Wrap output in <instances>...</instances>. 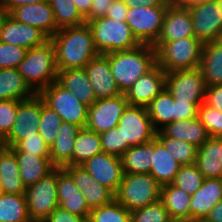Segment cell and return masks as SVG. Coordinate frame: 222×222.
Instances as JSON below:
<instances>
[{
    "instance_id": "obj_42",
    "label": "cell",
    "mask_w": 222,
    "mask_h": 222,
    "mask_svg": "<svg viewBox=\"0 0 222 222\" xmlns=\"http://www.w3.org/2000/svg\"><path fill=\"white\" fill-rule=\"evenodd\" d=\"M204 179V176L195 164L181 165L172 184L192 195L200 188Z\"/></svg>"
},
{
    "instance_id": "obj_17",
    "label": "cell",
    "mask_w": 222,
    "mask_h": 222,
    "mask_svg": "<svg viewBox=\"0 0 222 222\" xmlns=\"http://www.w3.org/2000/svg\"><path fill=\"white\" fill-rule=\"evenodd\" d=\"M50 38L40 29L19 23L5 14L0 24V41L17 45L27 50L43 45Z\"/></svg>"
},
{
    "instance_id": "obj_2",
    "label": "cell",
    "mask_w": 222,
    "mask_h": 222,
    "mask_svg": "<svg viewBox=\"0 0 222 222\" xmlns=\"http://www.w3.org/2000/svg\"><path fill=\"white\" fill-rule=\"evenodd\" d=\"M105 56L121 93H125L141 75L156 65L155 48L148 44H140L134 49L112 52Z\"/></svg>"
},
{
    "instance_id": "obj_30",
    "label": "cell",
    "mask_w": 222,
    "mask_h": 222,
    "mask_svg": "<svg viewBox=\"0 0 222 222\" xmlns=\"http://www.w3.org/2000/svg\"><path fill=\"white\" fill-rule=\"evenodd\" d=\"M199 70L207 87L222 84V39L204 43Z\"/></svg>"
},
{
    "instance_id": "obj_5",
    "label": "cell",
    "mask_w": 222,
    "mask_h": 222,
    "mask_svg": "<svg viewBox=\"0 0 222 222\" xmlns=\"http://www.w3.org/2000/svg\"><path fill=\"white\" fill-rule=\"evenodd\" d=\"M99 54L131 50L140 45L125 21L100 17L87 22Z\"/></svg>"
},
{
    "instance_id": "obj_33",
    "label": "cell",
    "mask_w": 222,
    "mask_h": 222,
    "mask_svg": "<svg viewBox=\"0 0 222 222\" xmlns=\"http://www.w3.org/2000/svg\"><path fill=\"white\" fill-rule=\"evenodd\" d=\"M34 95L17 68L0 69V101H22Z\"/></svg>"
},
{
    "instance_id": "obj_56",
    "label": "cell",
    "mask_w": 222,
    "mask_h": 222,
    "mask_svg": "<svg viewBox=\"0 0 222 222\" xmlns=\"http://www.w3.org/2000/svg\"><path fill=\"white\" fill-rule=\"evenodd\" d=\"M93 0H73L80 15L85 19L86 23L89 21V12Z\"/></svg>"
},
{
    "instance_id": "obj_61",
    "label": "cell",
    "mask_w": 222,
    "mask_h": 222,
    "mask_svg": "<svg viewBox=\"0 0 222 222\" xmlns=\"http://www.w3.org/2000/svg\"><path fill=\"white\" fill-rule=\"evenodd\" d=\"M3 147V141L0 139V149Z\"/></svg>"
},
{
    "instance_id": "obj_35",
    "label": "cell",
    "mask_w": 222,
    "mask_h": 222,
    "mask_svg": "<svg viewBox=\"0 0 222 222\" xmlns=\"http://www.w3.org/2000/svg\"><path fill=\"white\" fill-rule=\"evenodd\" d=\"M146 108L156 131L175 121V100L166 88Z\"/></svg>"
},
{
    "instance_id": "obj_39",
    "label": "cell",
    "mask_w": 222,
    "mask_h": 222,
    "mask_svg": "<svg viewBox=\"0 0 222 222\" xmlns=\"http://www.w3.org/2000/svg\"><path fill=\"white\" fill-rule=\"evenodd\" d=\"M156 138L181 165L195 164L198 150L195 145L174 138L166 137L161 131L156 132Z\"/></svg>"
},
{
    "instance_id": "obj_51",
    "label": "cell",
    "mask_w": 222,
    "mask_h": 222,
    "mask_svg": "<svg viewBox=\"0 0 222 222\" xmlns=\"http://www.w3.org/2000/svg\"><path fill=\"white\" fill-rule=\"evenodd\" d=\"M204 102L222 112V84L207 87Z\"/></svg>"
},
{
    "instance_id": "obj_29",
    "label": "cell",
    "mask_w": 222,
    "mask_h": 222,
    "mask_svg": "<svg viewBox=\"0 0 222 222\" xmlns=\"http://www.w3.org/2000/svg\"><path fill=\"white\" fill-rule=\"evenodd\" d=\"M25 188L15 153L3 146L0 149V191L6 194H24Z\"/></svg>"
},
{
    "instance_id": "obj_31",
    "label": "cell",
    "mask_w": 222,
    "mask_h": 222,
    "mask_svg": "<svg viewBox=\"0 0 222 222\" xmlns=\"http://www.w3.org/2000/svg\"><path fill=\"white\" fill-rule=\"evenodd\" d=\"M160 200L163 202L173 221H191V194L170 183L161 187Z\"/></svg>"
},
{
    "instance_id": "obj_34",
    "label": "cell",
    "mask_w": 222,
    "mask_h": 222,
    "mask_svg": "<svg viewBox=\"0 0 222 222\" xmlns=\"http://www.w3.org/2000/svg\"><path fill=\"white\" fill-rule=\"evenodd\" d=\"M154 139L146 144L131 146L120 158L124 174L150 173Z\"/></svg>"
},
{
    "instance_id": "obj_53",
    "label": "cell",
    "mask_w": 222,
    "mask_h": 222,
    "mask_svg": "<svg viewBox=\"0 0 222 222\" xmlns=\"http://www.w3.org/2000/svg\"><path fill=\"white\" fill-rule=\"evenodd\" d=\"M113 0H93L89 12V21L92 19L105 17L107 14L108 6Z\"/></svg>"
},
{
    "instance_id": "obj_48",
    "label": "cell",
    "mask_w": 222,
    "mask_h": 222,
    "mask_svg": "<svg viewBox=\"0 0 222 222\" xmlns=\"http://www.w3.org/2000/svg\"><path fill=\"white\" fill-rule=\"evenodd\" d=\"M103 152L121 157L123 155V136L118 127L100 133Z\"/></svg>"
},
{
    "instance_id": "obj_25",
    "label": "cell",
    "mask_w": 222,
    "mask_h": 222,
    "mask_svg": "<svg viewBox=\"0 0 222 222\" xmlns=\"http://www.w3.org/2000/svg\"><path fill=\"white\" fill-rule=\"evenodd\" d=\"M81 127L62 122L58 128V136L50 147V160L56 168L72 165L74 141Z\"/></svg>"
},
{
    "instance_id": "obj_40",
    "label": "cell",
    "mask_w": 222,
    "mask_h": 222,
    "mask_svg": "<svg viewBox=\"0 0 222 222\" xmlns=\"http://www.w3.org/2000/svg\"><path fill=\"white\" fill-rule=\"evenodd\" d=\"M88 222H131V211L115 199L106 205L91 209Z\"/></svg>"
},
{
    "instance_id": "obj_54",
    "label": "cell",
    "mask_w": 222,
    "mask_h": 222,
    "mask_svg": "<svg viewBox=\"0 0 222 222\" xmlns=\"http://www.w3.org/2000/svg\"><path fill=\"white\" fill-rule=\"evenodd\" d=\"M124 3L131 7H139V6H168L172 1L170 0H123Z\"/></svg>"
},
{
    "instance_id": "obj_8",
    "label": "cell",
    "mask_w": 222,
    "mask_h": 222,
    "mask_svg": "<svg viewBox=\"0 0 222 222\" xmlns=\"http://www.w3.org/2000/svg\"><path fill=\"white\" fill-rule=\"evenodd\" d=\"M28 214L32 221L43 222L58 206L57 168L25 188Z\"/></svg>"
},
{
    "instance_id": "obj_38",
    "label": "cell",
    "mask_w": 222,
    "mask_h": 222,
    "mask_svg": "<svg viewBox=\"0 0 222 222\" xmlns=\"http://www.w3.org/2000/svg\"><path fill=\"white\" fill-rule=\"evenodd\" d=\"M53 9L54 19L58 29L80 26L86 23L80 15L73 0H49Z\"/></svg>"
},
{
    "instance_id": "obj_46",
    "label": "cell",
    "mask_w": 222,
    "mask_h": 222,
    "mask_svg": "<svg viewBox=\"0 0 222 222\" xmlns=\"http://www.w3.org/2000/svg\"><path fill=\"white\" fill-rule=\"evenodd\" d=\"M10 149L13 152H30L36 156H50V148L39 133H34V135H30L25 139L19 140Z\"/></svg>"
},
{
    "instance_id": "obj_47",
    "label": "cell",
    "mask_w": 222,
    "mask_h": 222,
    "mask_svg": "<svg viewBox=\"0 0 222 222\" xmlns=\"http://www.w3.org/2000/svg\"><path fill=\"white\" fill-rule=\"evenodd\" d=\"M26 52V48L0 41V69L17 68Z\"/></svg>"
},
{
    "instance_id": "obj_62",
    "label": "cell",
    "mask_w": 222,
    "mask_h": 222,
    "mask_svg": "<svg viewBox=\"0 0 222 222\" xmlns=\"http://www.w3.org/2000/svg\"><path fill=\"white\" fill-rule=\"evenodd\" d=\"M187 222H203V221H187Z\"/></svg>"
},
{
    "instance_id": "obj_15",
    "label": "cell",
    "mask_w": 222,
    "mask_h": 222,
    "mask_svg": "<svg viewBox=\"0 0 222 222\" xmlns=\"http://www.w3.org/2000/svg\"><path fill=\"white\" fill-rule=\"evenodd\" d=\"M82 166L99 184L116 193L124 176L120 157L101 152Z\"/></svg>"
},
{
    "instance_id": "obj_55",
    "label": "cell",
    "mask_w": 222,
    "mask_h": 222,
    "mask_svg": "<svg viewBox=\"0 0 222 222\" xmlns=\"http://www.w3.org/2000/svg\"><path fill=\"white\" fill-rule=\"evenodd\" d=\"M45 1L49 0H2L0 6L6 12V14H8L14 8L32 3H42Z\"/></svg>"
},
{
    "instance_id": "obj_52",
    "label": "cell",
    "mask_w": 222,
    "mask_h": 222,
    "mask_svg": "<svg viewBox=\"0 0 222 222\" xmlns=\"http://www.w3.org/2000/svg\"><path fill=\"white\" fill-rule=\"evenodd\" d=\"M128 12V6L123 0H113L108 6L106 17L118 21H125Z\"/></svg>"
},
{
    "instance_id": "obj_57",
    "label": "cell",
    "mask_w": 222,
    "mask_h": 222,
    "mask_svg": "<svg viewBox=\"0 0 222 222\" xmlns=\"http://www.w3.org/2000/svg\"><path fill=\"white\" fill-rule=\"evenodd\" d=\"M203 222H222V200L210 210Z\"/></svg>"
},
{
    "instance_id": "obj_44",
    "label": "cell",
    "mask_w": 222,
    "mask_h": 222,
    "mask_svg": "<svg viewBox=\"0 0 222 222\" xmlns=\"http://www.w3.org/2000/svg\"><path fill=\"white\" fill-rule=\"evenodd\" d=\"M198 118L210 137L222 138V112L203 102L198 108Z\"/></svg>"
},
{
    "instance_id": "obj_7",
    "label": "cell",
    "mask_w": 222,
    "mask_h": 222,
    "mask_svg": "<svg viewBox=\"0 0 222 222\" xmlns=\"http://www.w3.org/2000/svg\"><path fill=\"white\" fill-rule=\"evenodd\" d=\"M38 95L59 115L63 122L85 128L88 106L81 103L73 93L63 88L57 81L52 82Z\"/></svg>"
},
{
    "instance_id": "obj_36",
    "label": "cell",
    "mask_w": 222,
    "mask_h": 222,
    "mask_svg": "<svg viewBox=\"0 0 222 222\" xmlns=\"http://www.w3.org/2000/svg\"><path fill=\"white\" fill-rule=\"evenodd\" d=\"M103 152L100 134L81 128L74 141L72 165H82L94 155Z\"/></svg>"
},
{
    "instance_id": "obj_22",
    "label": "cell",
    "mask_w": 222,
    "mask_h": 222,
    "mask_svg": "<svg viewBox=\"0 0 222 222\" xmlns=\"http://www.w3.org/2000/svg\"><path fill=\"white\" fill-rule=\"evenodd\" d=\"M57 198L62 209L83 216L88 220L91 209L72 177L64 168H57Z\"/></svg>"
},
{
    "instance_id": "obj_58",
    "label": "cell",
    "mask_w": 222,
    "mask_h": 222,
    "mask_svg": "<svg viewBox=\"0 0 222 222\" xmlns=\"http://www.w3.org/2000/svg\"><path fill=\"white\" fill-rule=\"evenodd\" d=\"M212 0H173V2L182 8L191 9L195 6L205 4Z\"/></svg>"
},
{
    "instance_id": "obj_28",
    "label": "cell",
    "mask_w": 222,
    "mask_h": 222,
    "mask_svg": "<svg viewBox=\"0 0 222 222\" xmlns=\"http://www.w3.org/2000/svg\"><path fill=\"white\" fill-rule=\"evenodd\" d=\"M160 131L166 137L191 143L197 148L210 138L198 116L188 120L173 121Z\"/></svg>"
},
{
    "instance_id": "obj_19",
    "label": "cell",
    "mask_w": 222,
    "mask_h": 222,
    "mask_svg": "<svg viewBox=\"0 0 222 222\" xmlns=\"http://www.w3.org/2000/svg\"><path fill=\"white\" fill-rule=\"evenodd\" d=\"M15 21L40 29L51 38L59 29L49 1L32 3L12 9L9 13Z\"/></svg>"
},
{
    "instance_id": "obj_37",
    "label": "cell",
    "mask_w": 222,
    "mask_h": 222,
    "mask_svg": "<svg viewBox=\"0 0 222 222\" xmlns=\"http://www.w3.org/2000/svg\"><path fill=\"white\" fill-rule=\"evenodd\" d=\"M24 194L0 193V222H30Z\"/></svg>"
},
{
    "instance_id": "obj_49",
    "label": "cell",
    "mask_w": 222,
    "mask_h": 222,
    "mask_svg": "<svg viewBox=\"0 0 222 222\" xmlns=\"http://www.w3.org/2000/svg\"><path fill=\"white\" fill-rule=\"evenodd\" d=\"M199 106L195 103L175 101V121L188 120L198 116Z\"/></svg>"
},
{
    "instance_id": "obj_1",
    "label": "cell",
    "mask_w": 222,
    "mask_h": 222,
    "mask_svg": "<svg viewBox=\"0 0 222 222\" xmlns=\"http://www.w3.org/2000/svg\"><path fill=\"white\" fill-rule=\"evenodd\" d=\"M50 40L55 48L58 71L84 68L91 59L99 55L92 30L87 23L61 28Z\"/></svg>"
},
{
    "instance_id": "obj_43",
    "label": "cell",
    "mask_w": 222,
    "mask_h": 222,
    "mask_svg": "<svg viewBox=\"0 0 222 222\" xmlns=\"http://www.w3.org/2000/svg\"><path fill=\"white\" fill-rule=\"evenodd\" d=\"M131 222H173L161 200L131 211Z\"/></svg>"
},
{
    "instance_id": "obj_16",
    "label": "cell",
    "mask_w": 222,
    "mask_h": 222,
    "mask_svg": "<svg viewBox=\"0 0 222 222\" xmlns=\"http://www.w3.org/2000/svg\"><path fill=\"white\" fill-rule=\"evenodd\" d=\"M166 72L155 65L124 93L129 105L147 107L164 89Z\"/></svg>"
},
{
    "instance_id": "obj_9",
    "label": "cell",
    "mask_w": 222,
    "mask_h": 222,
    "mask_svg": "<svg viewBox=\"0 0 222 222\" xmlns=\"http://www.w3.org/2000/svg\"><path fill=\"white\" fill-rule=\"evenodd\" d=\"M168 6L128 8L125 22L140 44L154 45L160 36Z\"/></svg>"
},
{
    "instance_id": "obj_12",
    "label": "cell",
    "mask_w": 222,
    "mask_h": 222,
    "mask_svg": "<svg viewBox=\"0 0 222 222\" xmlns=\"http://www.w3.org/2000/svg\"><path fill=\"white\" fill-rule=\"evenodd\" d=\"M128 105L124 93L113 98L97 99L88 107L85 128L99 134L116 128Z\"/></svg>"
},
{
    "instance_id": "obj_3",
    "label": "cell",
    "mask_w": 222,
    "mask_h": 222,
    "mask_svg": "<svg viewBox=\"0 0 222 222\" xmlns=\"http://www.w3.org/2000/svg\"><path fill=\"white\" fill-rule=\"evenodd\" d=\"M17 70L35 94L57 81L58 68L52 41L49 39L43 45L28 49Z\"/></svg>"
},
{
    "instance_id": "obj_41",
    "label": "cell",
    "mask_w": 222,
    "mask_h": 222,
    "mask_svg": "<svg viewBox=\"0 0 222 222\" xmlns=\"http://www.w3.org/2000/svg\"><path fill=\"white\" fill-rule=\"evenodd\" d=\"M59 115L47 106L41 98V121L39 125V135L50 148L58 136V128L62 124Z\"/></svg>"
},
{
    "instance_id": "obj_18",
    "label": "cell",
    "mask_w": 222,
    "mask_h": 222,
    "mask_svg": "<svg viewBox=\"0 0 222 222\" xmlns=\"http://www.w3.org/2000/svg\"><path fill=\"white\" fill-rule=\"evenodd\" d=\"M63 168L72 177L90 209L106 205L115 199V194L99 184L82 165H70Z\"/></svg>"
},
{
    "instance_id": "obj_26",
    "label": "cell",
    "mask_w": 222,
    "mask_h": 222,
    "mask_svg": "<svg viewBox=\"0 0 222 222\" xmlns=\"http://www.w3.org/2000/svg\"><path fill=\"white\" fill-rule=\"evenodd\" d=\"M222 138L210 137L198 147L195 165L204 178L222 177Z\"/></svg>"
},
{
    "instance_id": "obj_20",
    "label": "cell",
    "mask_w": 222,
    "mask_h": 222,
    "mask_svg": "<svg viewBox=\"0 0 222 222\" xmlns=\"http://www.w3.org/2000/svg\"><path fill=\"white\" fill-rule=\"evenodd\" d=\"M187 37H195L190 10L179 7L172 1L167 7L162 30L155 43H166Z\"/></svg>"
},
{
    "instance_id": "obj_27",
    "label": "cell",
    "mask_w": 222,
    "mask_h": 222,
    "mask_svg": "<svg viewBox=\"0 0 222 222\" xmlns=\"http://www.w3.org/2000/svg\"><path fill=\"white\" fill-rule=\"evenodd\" d=\"M18 162L20 177L25 187L35 184L46 177L56 167L50 156H36L30 152H14Z\"/></svg>"
},
{
    "instance_id": "obj_14",
    "label": "cell",
    "mask_w": 222,
    "mask_h": 222,
    "mask_svg": "<svg viewBox=\"0 0 222 222\" xmlns=\"http://www.w3.org/2000/svg\"><path fill=\"white\" fill-rule=\"evenodd\" d=\"M189 10L197 39L203 43L222 39V13L215 0Z\"/></svg>"
},
{
    "instance_id": "obj_6",
    "label": "cell",
    "mask_w": 222,
    "mask_h": 222,
    "mask_svg": "<svg viewBox=\"0 0 222 222\" xmlns=\"http://www.w3.org/2000/svg\"><path fill=\"white\" fill-rule=\"evenodd\" d=\"M161 187L150 174H124L115 193V200L127 210L133 211L159 201Z\"/></svg>"
},
{
    "instance_id": "obj_4",
    "label": "cell",
    "mask_w": 222,
    "mask_h": 222,
    "mask_svg": "<svg viewBox=\"0 0 222 222\" xmlns=\"http://www.w3.org/2000/svg\"><path fill=\"white\" fill-rule=\"evenodd\" d=\"M204 43L196 37L166 43H155L156 64L166 73L199 68Z\"/></svg>"
},
{
    "instance_id": "obj_24",
    "label": "cell",
    "mask_w": 222,
    "mask_h": 222,
    "mask_svg": "<svg viewBox=\"0 0 222 222\" xmlns=\"http://www.w3.org/2000/svg\"><path fill=\"white\" fill-rule=\"evenodd\" d=\"M57 82L88 107L97 100L84 68L58 71Z\"/></svg>"
},
{
    "instance_id": "obj_60",
    "label": "cell",
    "mask_w": 222,
    "mask_h": 222,
    "mask_svg": "<svg viewBox=\"0 0 222 222\" xmlns=\"http://www.w3.org/2000/svg\"><path fill=\"white\" fill-rule=\"evenodd\" d=\"M217 2V5L220 7L221 9V13H222V0H215Z\"/></svg>"
},
{
    "instance_id": "obj_21",
    "label": "cell",
    "mask_w": 222,
    "mask_h": 222,
    "mask_svg": "<svg viewBox=\"0 0 222 222\" xmlns=\"http://www.w3.org/2000/svg\"><path fill=\"white\" fill-rule=\"evenodd\" d=\"M84 69L87 72L96 99L113 98L122 94L111 73L108 58L104 54H99L91 59Z\"/></svg>"
},
{
    "instance_id": "obj_59",
    "label": "cell",
    "mask_w": 222,
    "mask_h": 222,
    "mask_svg": "<svg viewBox=\"0 0 222 222\" xmlns=\"http://www.w3.org/2000/svg\"><path fill=\"white\" fill-rule=\"evenodd\" d=\"M5 14H6V12L0 6V24H1L3 17L5 16Z\"/></svg>"
},
{
    "instance_id": "obj_23",
    "label": "cell",
    "mask_w": 222,
    "mask_h": 222,
    "mask_svg": "<svg viewBox=\"0 0 222 222\" xmlns=\"http://www.w3.org/2000/svg\"><path fill=\"white\" fill-rule=\"evenodd\" d=\"M221 200V178H205L200 188L191 195V221H204L210 210Z\"/></svg>"
},
{
    "instance_id": "obj_10",
    "label": "cell",
    "mask_w": 222,
    "mask_h": 222,
    "mask_svg": "<svg viewBox=\"0 0 222 222\" xmlns=\"http://www.w3.org/2000/svg\"><path fill=\"white\" fill-rule=\"evenodd\" d=\"M117 127L123 136V154L131 147L151 142L156 137L148 110L143 106L128 105Z\"/></svg>"
},
{
    "instance_id": "obj_11",
    "label": "cell",
    "mask_w": 222,
    "mask_h": 222,
    "mask_svg": "<svg viewBox=\"0 0 222 222\" xmlns=\"http://www.w3.org/2000/svg\"><path fill=\"white\" fill-rule=\"evenodd\" d=\"M165 88L175 101L195 103L200 106L204 102L207 86L201 71L195 68L166 73Z\"/></svg>"
},
{
    "instance_id": "obj_32",
    "label": "cell",
    "mask_w": 222,
    "mask_h": 222,
    "mask_svg": "<svg viewBox=\"0 0 222 222\" xmlns=\"http://www.w3.org/2000/svg\"><path fill=\"white\" fill-rule=\"evenodd\" d=\"M181 164L177 162L164 145L155 137L154 153H152V166L150 175L163 186L173 182Z\"/></svg>"
},
{
    "instance_id": "obj_50",
    "label": "cell",
    "mask_w": 222,
    "mask_h": 222,
    "mask_svg": "<svg viewBox=\"0 0 222 222\" xmlns=\"http://www.w3.org/2000/svg\"><path fill=\"white\" fill-rule=\"evenodd\" d=\"M43 222H87V219L58 206Z\"/></svg>"
},
{
    "instance_id": "obj_13",
    "label": "cell",
    "mask_w": 222,
    "mask_h": 222,
    "mask_svg": "<svg viewBox=\"0 0 222 222\" xmlns=\"http://www.w3.org/2000/svg\"><path fill=\"white\" fill-rule=\"evenodd\" d=\"M41 121V97L35 94L32 98L18 104L16 120L9 135L3 140V146L13 147L19 140L25 139L39 131Z\"/></svg>"
},
{
    "instance_id": "obj_45",
    "label": "cell",
    "mask_w": 222,
    "mask_h": 222,
    "mask_svg": "<svg viewBox=\"0 0 222 222\" xmlns=\"http://www.w3.org/2000/svg\"><path fill=\"white\" fill-rule=\"evenodd\" d=\"M20 102L18 100L0 101V139L2 141L9 135L13 128Z\"/></svg>"
}]
</instances>
